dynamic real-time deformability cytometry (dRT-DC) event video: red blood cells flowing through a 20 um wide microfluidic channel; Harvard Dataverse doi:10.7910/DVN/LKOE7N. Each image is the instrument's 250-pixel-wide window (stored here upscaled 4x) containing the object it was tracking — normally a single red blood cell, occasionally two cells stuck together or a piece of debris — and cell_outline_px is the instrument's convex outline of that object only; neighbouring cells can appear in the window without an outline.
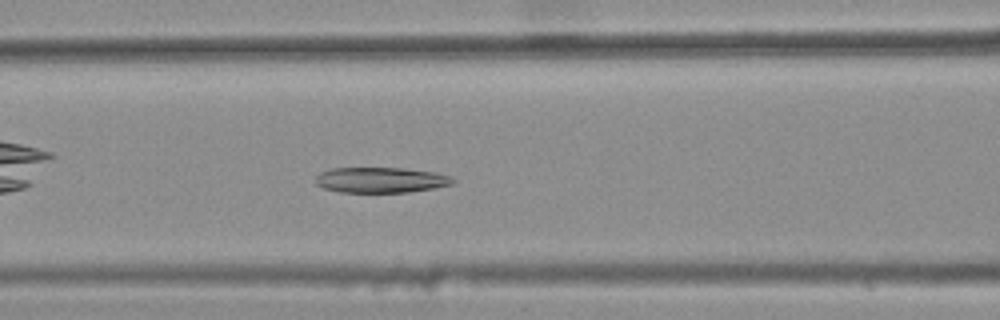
{"species": "common noctule bat (a hibernating species)", "species_latin": "Nyctalus noctula", "temperature_condition": "warm", "stored_images_in_passage": 31, "camera_frame_rate_fps": 3000, "um_per_image_px": 0.085, "animal": {"sex": "female", "body_mass_g": 25.1}, "frame": {"image": 1, "passage_image": 9, "time_ms": 2.667, "image_size_px": [1000, 320], "cell_outline_px": [[456, 180], [452, 184], [432, 188], [408, 192], [340, 192], [324, 188], [316, 184], [316, 176], [320, 172], [332, 168], [400, 168], [436, 172], [448, 176]], "centroid_in_image_um": [32.34, 15.29], "position_along_channel_um": 134.3, "area_um2": 20.23}}
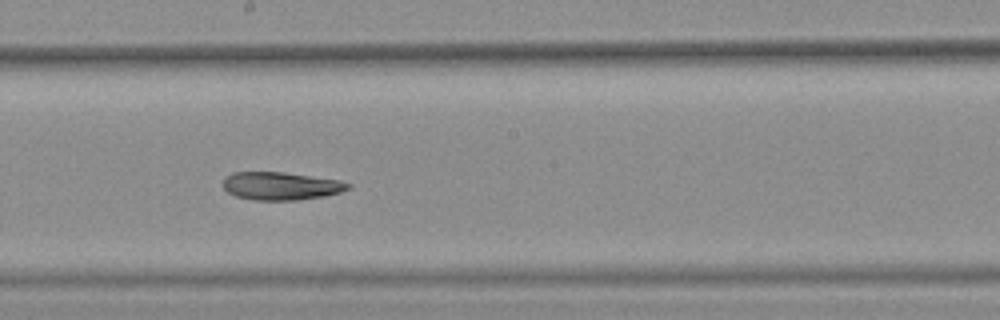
{"frame": {"image": 2, "passage_image": 16, "time_ms": 5.0, "image_size_px": [1000, 320], "cell_outline_px": [[352, 188], [340, 192], [324, 196], [296, 200], [252, 200], [236, 196], [228, 192], [220, 184], [224, 176], [232, 172], [284, 172], [340, 180], [352, 184]], "centroid_in_image_um": [23.85, 15.8], "position_along_channel_um": 224.4, "area_um2": 20.63}}
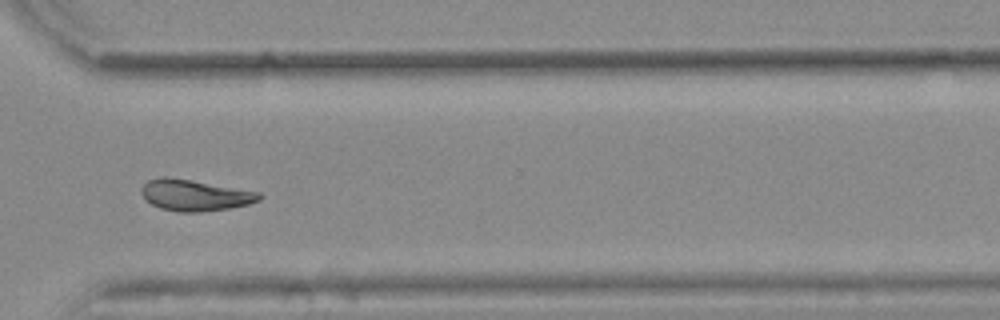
{"frame": {"image": 3, "passage_image": 26, "time_ms": 8.333, "image_size_px": [1000, 320], "cell_outline_px": [[264, 196], [260, 200], [248, 204], [228, 208], [200, 212], [176, 212], [160, 208], [152, 204], [140, 192], [140, 188], [148, 180], [160, 176], [168, 176], [260, 192]], "centroid_in_image_um": [16.55, 16.59], "position_along_channel_um": 354.0, "area_um2": 21.44}, "authors_computed_cell_mechanics": {"area_um2": 21.097, "velocity_mm_per_s": 3.8721, "shape_relaxation_time_tau1_ms": null, "shape_relaxation_time_tau2_ms": 10.458, "deformation_change_tau1": null, "deformation_change_tau2": 0.1747}}